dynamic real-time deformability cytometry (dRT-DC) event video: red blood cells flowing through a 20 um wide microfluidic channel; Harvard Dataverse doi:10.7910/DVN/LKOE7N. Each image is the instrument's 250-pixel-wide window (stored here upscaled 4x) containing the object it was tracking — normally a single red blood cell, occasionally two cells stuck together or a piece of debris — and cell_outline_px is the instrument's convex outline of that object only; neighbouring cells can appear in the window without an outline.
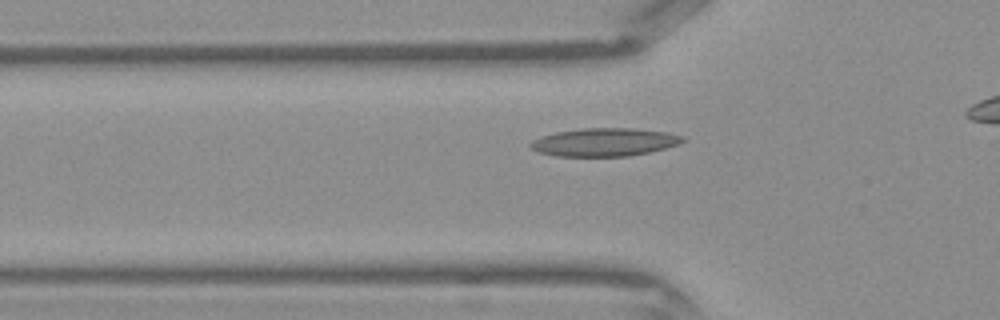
{"species": "Egyptian fruit bat (a non-hibernating species)", "species_latin": "Rousettus aegyptiacus", "temperature_condition": "warm", "stored_images_in_passage": 32, "camera_frame_rate_fps": 3000, "um_per_image_px": 0.085, "frame": {"image": 1, "passage_image": 11, "time_ms": 3.333, "image_size_px": [1000, 320], "cell_outline_px": [[684, 140], [680, 144], [648, 152], [628, 156], [556, 156], [540, 152], [528, 148], [528, 144], [532, 140], [540, 136], [556, 132], [580, 128], [632, 128], [664, 132], [684, 136]], "centroid_in_image_um": [51.32, 12.08], "position_along_channel_um": 74.5, "area_um2": 24.91}}
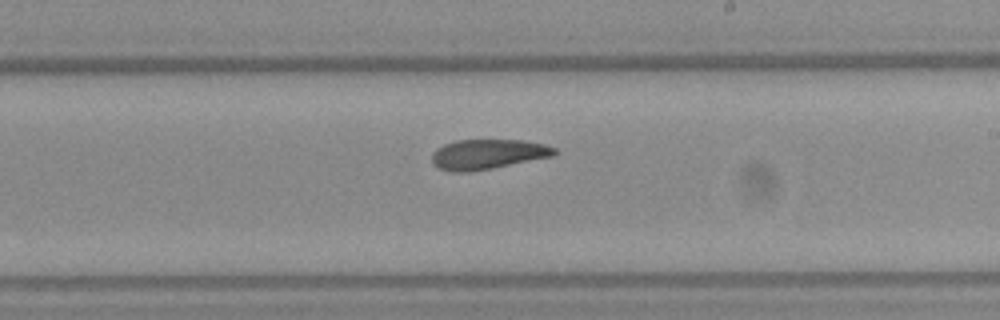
{"frame": {"image": 2, "passage_image": 22, "time_ms": 7.0, "image_size_px": [1000, 320], "cell_outline_px": [[556, 152], [552, 156], [492, 168], [468, 172], [452, 172], [436, 168], [432, 164], [432, 152], [436, 148], [444, 144], [456, 140], [524, 140], [544, 144], [556, 148]], "centroid_in_image_um": [41.39, 13.11], "position_along_channel_um": 247.6, "area_um2": 21.44}}
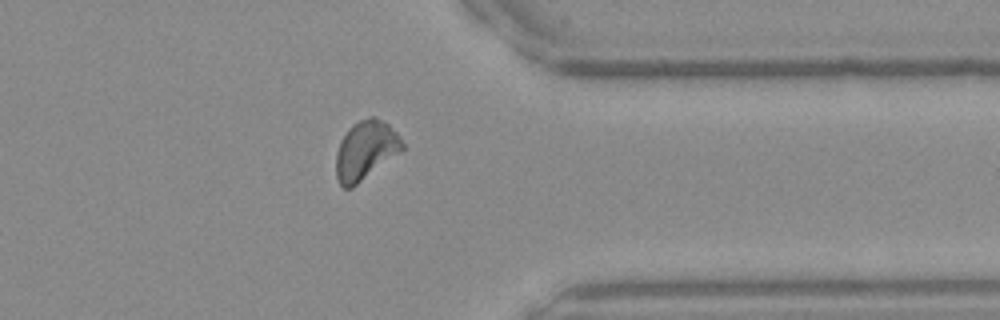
{"frame": {"image": 3, "passage_image": 31, "time_ms": 10.0, "image_size_px": [1000, 320], "cell_outline_px": [[404, 148], [400, 152], [352, 188], [344, 188], [340, 184], [336, 176], [336, 152], [340, 140], [348, 128], [352, 124], [368, 116], [372, 116], [388, 124], [400, 136], [404, 144]], "centroid_in_image_um": [31.06, 12.77], "position_along_channel_um": 380.3, "area_um2": 22.72}}